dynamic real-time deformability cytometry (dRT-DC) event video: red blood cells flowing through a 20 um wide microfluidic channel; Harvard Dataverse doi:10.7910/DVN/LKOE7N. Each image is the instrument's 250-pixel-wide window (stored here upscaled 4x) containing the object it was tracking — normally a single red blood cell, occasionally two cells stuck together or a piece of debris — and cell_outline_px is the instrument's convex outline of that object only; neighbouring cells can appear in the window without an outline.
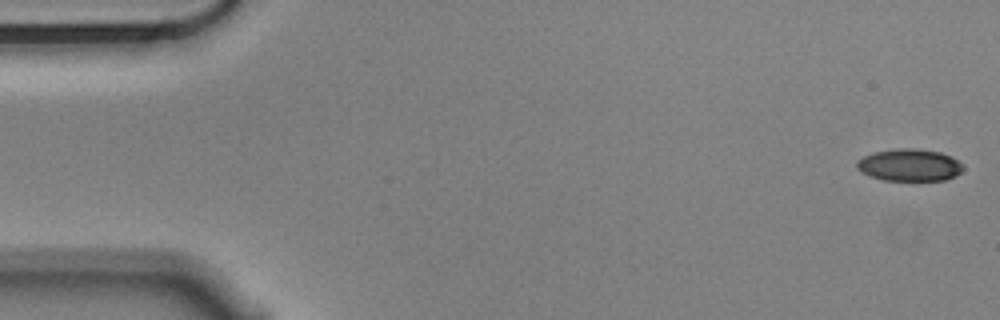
{"species": "Egyptian fruit bat (a non-hibernating species)", "species_latin": "Rousettus aegyptiacus", "temperature_condition": "cold", "stored_images_in_passage": 56, "camera_frame_rate_fps": 3000, "um_per_image_px": 0.085, "animal": {"sex": "male"}, "frame": {"image": 1, "passage_image": 1, "time_ms": 0.0, "image_size_px": [1000, 320], "cell_outline_px": [[964, 168], [956, 176], [944, 180], [884, 180], [872, 176], [856, 168], [856, 160], [872, 152], [900, 148], [916, 148], [940, 152], [952, 156]], "centroid_in_image_um": [77.3, 14.02], "position_along_channel_um": 7.7, "area_um2": 19.83}}
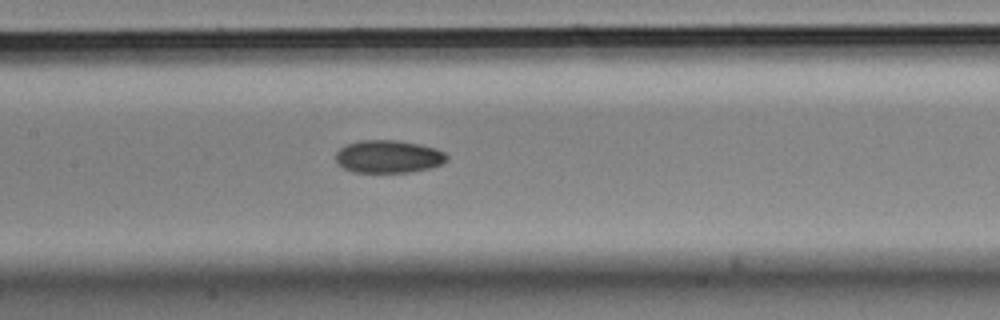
{"frame": {"image": 2, "passage_image": 26, "time_ms": 8.333, "image_size_px": [1000, 320], "cell_outline_px": [[448, 160], [432, 168], [408, 172], [352, 172], [336, 164], [336, 152], [340, 148], [348, 144], [360, 140], [396, 140], [420, 144], [436, 148], [444, 152], [448, 156]], "centroid_in_image_um": [33.02, 13.31], "position_along_channel_um": 174.4, "area_um2": 21.33}}
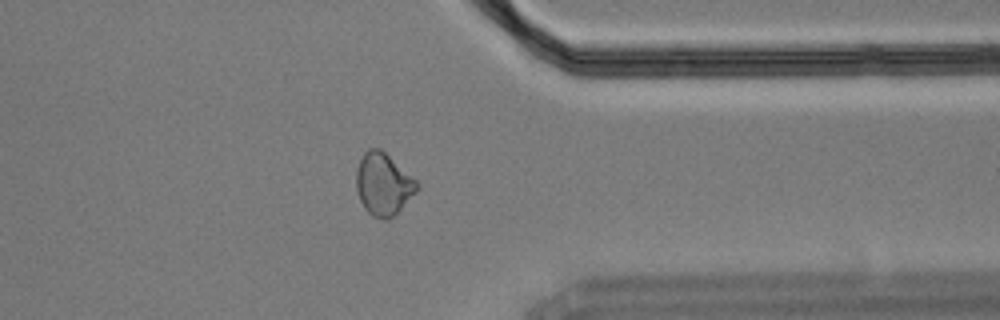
{"frame": {"image": 3, "passage_image": 44, "time_ms": 14.333, "image_size_px": [1000, 320], "cell_outline_px": [[420, 188], [388, 220], [384, 220], [372, 216], [364, 208], [360, 200], [356, 188], [356, 168], [364, 152], [368, 148], [380, 148], [416, 180], [420, 184]], "centroid_in_image_um": [32.56, 15.65], "position_along_channel_um": 378.8, "area_um2": 21.85}}